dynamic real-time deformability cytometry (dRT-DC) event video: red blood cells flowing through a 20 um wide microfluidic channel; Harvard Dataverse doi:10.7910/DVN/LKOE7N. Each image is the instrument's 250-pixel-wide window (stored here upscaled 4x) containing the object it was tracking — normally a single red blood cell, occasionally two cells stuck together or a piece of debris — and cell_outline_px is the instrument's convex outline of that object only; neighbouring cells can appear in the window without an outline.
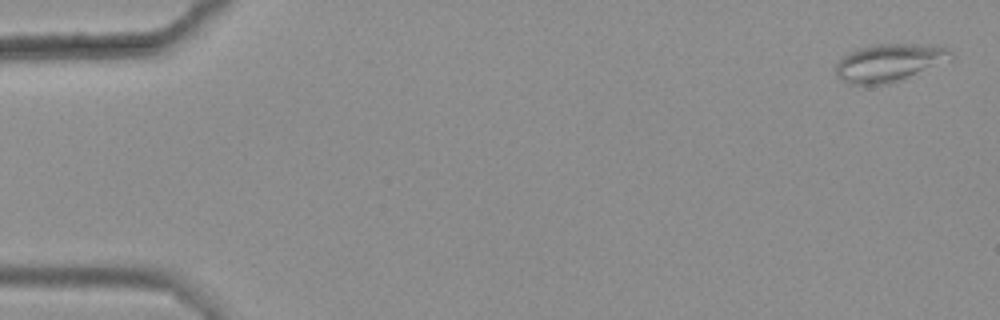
{"species": "common noctule bat (a hibernating species)", "species_latin": "Nyctalus noctula", "temperature_condition": "warm", "stored_images_in_passage": 3, "camera_frame_rate_fps": 3000, "um_per_image_px": 0.085, "animal": {"sex": "female", "body_mass_g": 25.1}, "frame": {"image": 1, "passage_image": 1, "time_ms": 0.0, "image_size_px": [1000, 320], "cell_outline_px": [[952, 56], [892, 84], [848, 84], [836, 76], [836, 64], [848, 52], [860, 48], [880, 44], [944, 44], [952, 52]], "centroid_in_image_um": [75.54, 5.31], "position_along_channel_um": 9.5, "area_um2": 24.85}}